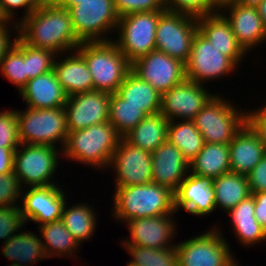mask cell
Instances as JSON below:
<instances>
[{"label": "cell", "instance_id": "cell-19", "mask_svg": "<svg viewBox=\"0 0 266 266\" xmlns=\"http://www.w3.org/2000/svg\"><path fill=\"white\" fill-rule=\"evenodd\" d=\"M219 9L230 23L237 42L248 55L249 51L266 41V29L257 7L244 6L232 1Z\"/></svg>", "mask_w": 266, "mask_h": 266}, {"label": "cell", "instance_id": "cell-25", "mask_svg": "<svg viewBox=\"0 0 266 266\" xmlns=\"http://www.w3.org/2000/svg\"><path fill=\"white\" fill-rule=\"evenodd\" d=\"M61 55L64 58L56 56L53 71L66 95L94 90L93 78L84 58L76 50L68 52V55L67 53Z\"/></svg>", "mask_w": 266, "mask_h": 266}, {"label": "cell", "instance_id": "cell-44", "mask_svg": "<svg viewBox=\"0 0 266 266\" xmlns=\"http://www.w3.org/2000/svg\"><path fill=\"white\" fill-rule=\"evenodd\" d=\"M0 6L4 14L10 19V21L19 24L23 19L29 16L36 8L41 6L40 0H0ZM19 8L24 9L23 16L19 19H14L15 14ZM14 19V21H13Z\"/></svg>", "mask_w": 266, "mask_h": 266}, {"label": "cell", "instance_id": "cell-12", "mask_svg": "<svg viewBox=\"0 0 266 266\" xmlns=\"http://www.w3.org/2000/svg\"><path fill=\"white\" fill-rule=\"evenodd\" d=\"M239 68L228 56L213 46L199 31L194 36L189 58L185 63V76L200 84L224 78ZM205 83V84H204Z\"/></svg>", "mask_w": 266, "mask_h": 266}, {"label": "cell", "instance_id": "cell-1", "mask_svg": "<svg viewBox=\"0 0 266 266\" xmlns=\"http://www.w3.org/2000/svg\"><path fill=\"white\" fill-rule=\"evenodd\" d=\"M26 44L48 49L59 56L75 51L82 43L76 36L71 14L59 5H41L19 23V35Z\"/></svg>", "mask_w": 266, "mask_h": 266}, {"label": "cell", "instance_id": "cell-45", "mask_svg": "<svg viewBox=\"0 0 266 266\" xmlns=\"http://www.w3.org/2000/svg\"><path fill=\"white\" fill-rule=\"evenodd\" d=\"M246 177L251 194L266 191V154Z\"/></svg>", "mask_w": 266, "mask_h": 266}, {"label": "cell", "instance_id": "cell-35", "mask_svg": "<svg viewBox=\"0 0 266 266\" xmlns=\"http://www.w3.org/2000/svg\"><path fill=\"white\" fill-rule=\"evenodd\" d=\"M146 116L140 107L127 104L117 93L110 96L108 121L123 138L133 130Z\"/></svg>", "mask_w": 266, "mask_h": 266}, {"label": "cell", "instance_id": "cell-24", "mask_svg": "<svg viewBox=\"0 0 266 266\" xmlns=\"http://www.w3.org/2000/svg\"><path fill=\"white\" fill-rule=\"evenodd\" d=\"M18 93L26 108L34 109L65 107L68 97L53 70L28 80Z\"/></svg>", "mask_w": 266, "mask_h": 266}, {"label": "cell", "instance_id": "cell-49", "mask_svg": "<svg viewBox=\"0 0 266 266\" xmlns=\"http://www.w3.org/2000/svg\"><path fill=\"white\" fill-rule=\"evenodd\" d=\"M18 147H0V175L13 172L14 154Z\"/></svg>", "mask_w": 266, "mask_h": 266}, {"label": "cell", "instance_id": "cell-56", "mask_svg": "<svg viewBox=\"0 0 266 266\" xmlns=\"http://www.w3.org/2000/svg\"><path fill=\"white\" fill-rule=\"evenodd\" d=\"M240 265V262H238V260H237V258H236V260L234 259L232 262H231V264H230V266H239ZM241 266V265H240Z\"/></svg>", "mask_w": 266, "mask_h": 266}, {"label": "cell", "instance_id": "cell-14", "mask_svg": "<svg viewBox=\"0 0 266 266\" xmlns=\"http://www.w3.org/2000/svg\"><path fill=\"white\" fill-rule=\"evenodd\" d=\"M27 189V190H26ZM29 189V190H28ZM67 193L61 189V183L27 187L22 189L20 211L25 223L33 221L41 226L62 218L63 208L68 200Z\"/></svg>", "mask_w": 266, "mask_h": 266}, {"label": "cell", "instance_id": "cell-40", "mask_svg": "<svg viewBox=\"0 0 266 266\" xmlns=\"http://www.w3.org/2000/svg\"><path fill=\"white\" fill-rule=\"evenodd\" d=\"M25 225L20 206H0V240L3 244Z\"/></svg>", "mask_w": 266, "mask_h": 266}, {"label": "cell", "instance_id": "cell-8", "mask_svg": "<svg viewBox=\"0 0 266 266\" xmlns=\"http://www.w3.org/2000/svg\"><path fill=\"white\" fill-rule=\"evenodd\" d=\"M69 12L75 34L81 42L114 40L108 36L116 33L119 21L114 0H82Z\"/></svg>", "mask_w": 266, "mask_h": 266}, {"label": "cell", "instance_id": "cell-22", "mask_svg": "<svg viewBox=\"0 0 266 266\" xmlns=\"http://www.w3.org/2000/svg\"><path fill=\"white\" fill-rule=\"evenodd\" d=\"M265 154L260 136L246 122L229 143L230 172L247 176Z\"/></svg>", "mask_w": 266, "mask_h": 266}, {"label": "cell", "instance_id": "cell-26", "mask_svg": "<svg viewBox=\"0 0 266 266\" xmlns=\"http://www.w3.org/2000/svg\"><path fill=\"white\" fill-rule=\"evenodd\" d=\"M254 208L255 200L251 195L226 213L230 217V228H233L235 238L241 246L248 248L266 241V230L256 220Z\"/></svg>", "mask_w": 266, "mask_h": 266}, {"label": "cell", "instance_id": "cell-36", "mask_svg": "<svg viewBox=\"0 0 266 266\" xmlns=\"http://www.w3.org/2000/svg\"><path fill=\"white\" fill-rule=\"evenodd\" d=\"M122 246L132 257L126 266H178L176 246L161 249L133 245Z\"/></svg>", "mask_w": 266, "mask_h": 266}, {"label": "cell", "instance_id": "cell-27", "mask_svg": "<svg viewBox=\"0 0 266 266\" xmlns=\"http://www.w3.org/2000/svg\"><path fill=\"white\" fill-rule=\"evenodd\" d=\"M21 230L1 246L2 255L21 266H33V263L48 259L39 234Z\"/></svg>", "mask_w": 266, "mask_h": 266}, {"label": "cell", "instance_id": "cell-46", "mask_svg": "<svg viewBox=\"0 0 266 266\" xmlns=\"http://www.w3.org/2000/svg\"><path fill=\"white\" fill-rule=\"evenodd\" d=\"M247 122L258 133L266 149V102L257 110H247Z\"/></svg>", "mask_w": 266, "mask_h": 266}, {"label": "cell", "instance_id": "cell-47", "mask_svg": "<svg viewBox=\"0 0 266 266\" xmlns=\"http://www.w3.org/2000/svg\"><path fill=\"white\" fill-rule=\"evenodd\" d=\"M12 29L16 34L11 32ZM13 34H15V39L12 38ZM17 35H19V26L0 28V63L6 53L15 45Z\"/></svg>", "mask_w": 266, "mask_h": 266}, {"label": "cell", "instance_id": "cell-43", "mask_svg": "<svg viewBox=\"0 0 266 266\" xmlns=\"http://www.w3.org/2000/svg\"><path fill=\"white\" fill-rule=\"evenodd\" d=\"M21 192L22 187L14 172L0 175V206H19Z\"/></svg>", "mask_w": 266, "mask_h": 266}, {"label": "cell", "instance_id": "cell-29", "mask_svg": "<svg viewBox=\"0 0 266 266\" xmlns=\"http://www.w3.org/2000/svg\"><path fill=\"white\" fill-rule=\"evenodd\" d=\"M189 172L213 179L230 172L229 144L205 142L189 163Z\"/></svg>", "mask_w": 266, "mask_h": 266}, {"label": "cell", "instance_id": "cell-2", "mask_svg": "<svg viewBox=\"0 0 266 266\" xmlns=\"http://www.w3.org/2000/svg\"><path fill=\"white\" fill-rule=\"evenodd\" d=\"M114 189L111 217L123 224L130 219L176 214L174 192L166 186L151 182Z\"/></svg>", "mask_w": 266, "mask_h": 266}, {"label": "cell", "instance_id": "cell-4", "mask_svg": "<svg viewBox=\"0 0 266 266\" xmlns=\"http://www.w3.org/2000/svg\"><path fill=\"white\" fill-rule=\"evenodd\" d=\"M76 51L84 58L93 78L94 90L116 93L131 63L111 41L82 42Z\"/></svg>", "mask_w": 266, "mask_h": 266}, {"label": "cell", "instance_id": "cell-11", "mask_svg": "<svg viewBox=\"0 0 266 266\" xmlns=\"http://www.w3.org/2000/svg\"><path fill=\"white\" fill-rule=\"evenodd\" d=\"M197 31V18L166 10L158 19L156 50L185 64Z\"/></svg>", "mask_w": 266, "mask_h": 266}, {"label": "cell", "instance_id": "cell-55", "mask_svg": "<svg viewBox=\"0 0 266 266\" xmlns=\"http://www.w3.org/2000/svg\"><path fill=\"white\" fill-rule=\"evenodd\" d=\"M219 7L223 6L224 4L230 3L234 0H213Z\"/></svg>", "mask_w": 266, "mask_h": 266}, {"label": "cell", "instance_id": "cell-28", "mask_svg": "<svg viewBox=\"0 0 266 266\" xmlns=\"http://www.w3.org/2000/svg\"><path fill=\"white\" fill-rule=\"evenodd\" d=\"M127 104L142 108L147 115L160 113L161 94L130 71L116 92Z\"/></svg>", "mask_w": 266, "mask_h": 266}, {"label": "cell", "instance_id": "cell-32", "mask_svg": "<svg viewBox=\"0 0 266 266\" xmlns=\"http://www.w3.org/2000/svg\"><path fill=\"white\" fill-rule=\"evenodd\" d=\"M168 123L161 113L148 115L123 138L133 146L152 153L167 140Z\"/></svg>", "mask_w": 266, "mask_h": 266}, {"label": "cell", "instance_id": "cell-37", "mask_svg": "<svg viewBox=\"0 0 266 266\" xmlns=\"http://www.w3.org/2000/svg\"><path fill=\"white\" fill-rule=\"evenodd\" d=\"M0 72L17 87L18 92L26 85V43L19 36L1 60Z\"/></svg>", "mask_w": 266, "mask_h": 266}, {"label": "cell", "instance_id": "cell-33", "mask_svg": "<svg viewBox=\"0 0 266 266\" xmlns=\"http://www.w3.org/2000/svg\"><path fill=\"white\" fill-rule=\"evenodd\" d=\"M67 203L68 201L64 205L61 220L70 234L83 245L84 241H89L96 233L97 212L89 202L72 203V206H67Z\"/></svg>", "mask_w": 266, "mask_h": 266}, {"label": "cell", "instance_id": "cell-23", "mask_svg": "<svg viewBox=\"0 0 266 266\" xmlns=\"http://www.w3.org/2000/svg\"><path fill=\"white\" fill-rule=\"evenodd\" d=\"M197 25L198 31L223 55L228 56L237 66L243 62L247 53L237 42L230 23L220 11L197 18Z\"/></svg>", "mask_w": 266, "mask_h": 266}, {"label": "cell", "instance_id": "cell-48", "mask_svg": "<svg viewBox=\"0 0 266 266\" xmlns=\"http://www.w3.org/2000/svg\"><path fill=\"white\" fill-rule=\"evenodd\" d=\"M255 200L254 216L266 230V191L251 194Z\"/></svg>", "mask_w": 266, "mask_h": 266}, {"label": "cell", "instance_id": "cell-34", "mask_svg": "<svg viewBox=\"0 0 266 266\" xmlns=\"http://www.w3.org/2000/svg\"><path fill=\"white\" fill-rule=\"evenodd\" d=\"M167 140L175 145L190 163L203 148L205 141L193 120L169 121Z\"/></svg>", "mask_w": 266, "mask_h": 266}, {"label": "cell", "instance_id": "cell-17", "mask_svg": "<svg viewBox=\"0 0 266 266\" xmlns=\"http://www.w3.org/2000/svg\"><path fill=\"white\" fill-rule=\"evenodd\" d=\"M174 217L175 214H169L130 219L124 224L129 230L130 238L122 239L120 244L153 249L174 247L176 242L172 243V241L174 242V235L178 230L174 221L176 217Z\"/></svg>", "mask_w": 266, "mask_h": 266}, {"label": "cell", "instance_id": "cell-51", "mask_svg": "<svg viewBox=\"0 0 266 266\" xmlns=\"http://www.w3.org/2000/svg\"><path fill=\"white\" fill-rule=\"evenodd\" d=\"M257 10L266 29V0H262L260 2V4L257 6Z\"/></svg>", "mask_w": 266, "mask_h": 266}, {"label": "cell", "instance_id": "cell-20", "mask_svg": "<svg viewBox=\"0 0 266 266\" xmlns=\"http://www.w3.org/2000/svg\"><path fill=\"white\" fill-rule=\"evenodd\" d=\"M213 178L188 173L174 192L175 211H187L194 216H209L216 210Z\"/></svg>", "mask_w": 266, "mask_h": 266}, {"label": "cell", "instance_id": "cell-50", "mask_svg": "<svg viewBox=\"0 0 266 266\" xmlns=\"http://www.w3.org/2000/svg\"><path fill=\"white\" fill-rule=\"evenodd\" d=\"M10 26H19V24L10 21V19L4 14L2 7L0 6V28Z\"/></svg>", "mask_w": 266, "mask_h": 266}, {"label": "cell", "instance_id": "cell-15", "mask_svg": "<svg viewBox=\"0 0 266 266\" xmlns=\"http://www.w3.org/2000/svg\"><path fill=\"white\" fill-rule=\"evenodd\" d=\"M185 78L161 95L160 113L168 120H193L215 93Z\"/></svg>", "mask_w": 266, "mask_h": 266}, {"label": "cell", "instance_id": "cell-57", "mask_svg": "<svg viewBox=\"0 0 266 266\" xmlns=\"http://www.w3.org/2000/svg\"><path fill=\"white\" fill-rule=\"evenodd\" d=\"M8 266H21V265H19L17 263H11L10 265L8 264Z\"/></svg>", "mask_w": 266, "mask_h": 266}, {"label": "cell", "instance_id": "cell-5", "mask_svg": "<svg viewBox=\"0 0 266 266\" xmlns=\"http://www.w3.org/2000/svg\"><path fill=\"white\" fill-rule=\"evenodd\" d=\"M218 93L208 101L193 121L205 142L229 144L247 122V109L235 106Z\"/></svg>", "mask_w": 266, "mask_h": 266}, {"label": "cell", "instance_id": "cell-52", "mask_svg": "<svg viewBox=\"0 0 266 266\" xmlns=\"http://www.w3.org/2000/svg\"><path fill=\"white\" fill-rule=\"evenodd\" d=\"M261 1L262 0H234L236 3L250 7H257Z\"/></svg>", "mask_w": 266, "mask_h": 266}, {"label": "cell", "instance_id": "cell-7", "mask_svg": "<svg viewBox=\"0 0 266 266\" xmlns=\"http://www.w3.org/2000/svg\"><path fill=\"white\" fill-rule=\"evenodd\" d=\"M58 148L39 144H21L18 147L14 154L13 172L22 189L58 184L53 181L59 167V158L63 156L62 149Z\"/></svg>", "mask_w": 266, "mask_h": 266}, {"label": "cell", "instance_id": "cell-30", "mask_svg": "<svg viewBox=\"0 0 266 266\" xmlns=\"http://www.w3.org/2000/svg\"><path fill=\"white\" fill-rule=\"evenodd\" d=\"M38 229L48 258L51 259L54 256L55 258H73L75 256L73 259H77L76 250L78 249L79 252V247L82 245L70 234L61 219L38 226Z\"/></svg>", "mask_w": 266, "mask_h": 266}, {"label": "cell", "instance_id": "cell-53", "mask_svg": "<svg viewBox=\"0 0 266 266\" xmlns=\"http://www.w3.org/2000/svg\"><path fill=\"white\" fill-rule=\"evenodd\" d=\"M79 1H82V0H62L59 6L64 7L69 10L72 6L79 4Z\"/></svg>", "mask_w": 266, "mask_h": 266}, {"label": "cell", "instance_id": "cell-42", "mask_svg": "<svg viewBox=\"0 0 266 266\" xmlns=\"http://www.w3.org/2000/svg\"><path fill=\"white\" fill-rule=\"evenodd\" d=\"M114 7L119 18L131 13L167 10L165 0H114Z\"/></svg>", "mask_w": 266, "mask_h": 266}, {"label": "cell", "instance_id": "cell-38", "mask_svg": "<svg viewBox=\"0 0 266 266\" xmlns=\"http://www.w3.org/2000/svg\"><path fill=\"white\" fill-rule=\"evenodd\" d=\"M56 56L51 50L26 44V84L28 80L53 70Z\"/></svg>", "mask_w": 266, "mask_h": 266}, {"label": "cell", "instance_id": "cell-31", "mask_svg": "<svg viewBox=\"0 0 266 266\" xmlns=\"http://www.w3.org/2000/svg\"><path fill=\"white\" fill-rule=\"evenodd\" d=\"M216 209L228 213L241 201L251 196L246 175L233 172L222 174L213 180Z\"/></svg>", "mask_w": 266, "mask_h": 266}, {"label": "cell", "instance_id": "cell-54", "mask_svg": "<svg viewBox=\"0 0 266 266\" xmlns=\"http://www.w3.org/2000/svg\"><path fill=\"white\" fill-rule=\"evenodd\" d=\"M41 5H59L62 0H40Z\"/></svg>", "mask_w": 266, "mask_h": 266}, {"label": "cell", "instance_id": "cell-41", "mask_svg": "<svg viewBox=\"0 0 266 266\" xmlns=\"http://www.w3.org/2000/svg\"><path fill=\"white\" fill-rule=\"evenodd\" d=\"M18 122L16 110H0V147H19Z\"/></svg>", "mask_w": 266, "mask_h": 266}, {"label": "cell", "instance_id": "cell-9", "mask_svg": "<svg viewBox=\"0 0 266 266\" xmlns=\"http://www.w3.org/2000/svg\"><path fill=\"white\" fill-rule=\"evenodd\" d=\"M222 232L215 224L203 234L177 242L178 266H230L236 258Z\"/></svg>", "mask_w": 266, "mask_h": 266}, {"label": "cell", "instance_id": "cell-13", "mask_svg": "<svg viewBox=\"0 0 266 266\" xmlns=\"http://www.w3.org/2000/svg\"><path fill=\"white\" fill-rule=\"evenodd\" d=\"M115 172L114 188L144 185L152 182L151 152L135 147L124 138L113 153L108 171ZM114 168V169H113Z\"/></svg>", "mask_w": 266, "mask_h": 266}, {"label": "cell", "instance_id": "cell-3", "mask_svg": "<svg viewBox=\"0 0 266 266\" xmlns=\"http://www.w3.org/2000/svg\"><path fill=\"white\" fill-rule=\"evenodd\" d=\"M121 138L109 121L68 131L62 158L96 170H107Z\"/></svg>", "mask_w": 266, "mask_h": 266}, {"label": "cell", "instance_id": "cell-18", "mask_svg": "<svg viewBox=\"0 0 266 266\" xmlns=\"http://www.w3.org/2000/svg\"><path fill=\"white\" fill-rule=\"evenodd\" d=\"M110 93L90 90L67 97L65 104L68 131H76L107 122Z\"/></svg>", "mask_w": 266, "mask_h": 266}, {"label": "cell", "instance_id": "cell-39", "mask_svg": "<svg viewBox=\"0 0 266 266\" xmlns=\"http://www.w3.org/2000/svg\"><path fill=\"white\" fill-rule=\"evenodd\" d=\"M167 10L195 18L218 12L220 7L213 0H165Z\"/></svg>", "mask_w": 266, "mask_h": 266}, {"label": "cell", "instance_id": "cell-16", "mask_svg": "<svg viewBox=\"0 0 266 266\" xmlns=\"http://www.w3.org/2000/svg\"><path fill=\"white\" fill-rule=\"evenodd\" d=\"M131 71L148 82L161 95L185 78V64L158 50L138 58L131 64Z\"/></svg>", "mask_w": 266, "mask_h": 266}, {"label": "cell", "instance_id": "cell-10", "mask_svg": "<svg viewBox=\"0 0 266 266\" xmlns=\"http://www.w3.org/2000/svg\"><path fill=\"white\" fill-rule=\"evenodd\" d=\"M163 12L156 10L131 13L119 18L116 30L118 39L113 41L131 64L156 50L155 32L159 16Z\"/></svg>", "mask_w": 266, "mask_h": 266}, {"label": "cell", "instance_id": "cell-21", "mask_svg": "<svg viewBox=\"0 0 266 266\" xmlns=\"http://www.w3.org/2000/svg\"><path fill=\"white\" fill-rule=\"evenodd\" d=\"M152 182L175 192L189 173V162L168 140L151 153Z\"/></svg>", "mask_w": 266, "mask_h": 266}, {"label": "cell", "instance_id": "cell-6", "mask_svg": "<svg viewBox=\"0 0 266 266\" xmlns=\"http://www.w3.org/2000/svg\"><path fill=\"white\" fill-rule=\"evenodd\" d=\"M16 118L21 144H39L64 148L68 136L64 107L52 109L26 108L23 111L18 109L16 110Z\"/></svg>", "mask_w": 266, "mask_h": 266}]
</instances>
